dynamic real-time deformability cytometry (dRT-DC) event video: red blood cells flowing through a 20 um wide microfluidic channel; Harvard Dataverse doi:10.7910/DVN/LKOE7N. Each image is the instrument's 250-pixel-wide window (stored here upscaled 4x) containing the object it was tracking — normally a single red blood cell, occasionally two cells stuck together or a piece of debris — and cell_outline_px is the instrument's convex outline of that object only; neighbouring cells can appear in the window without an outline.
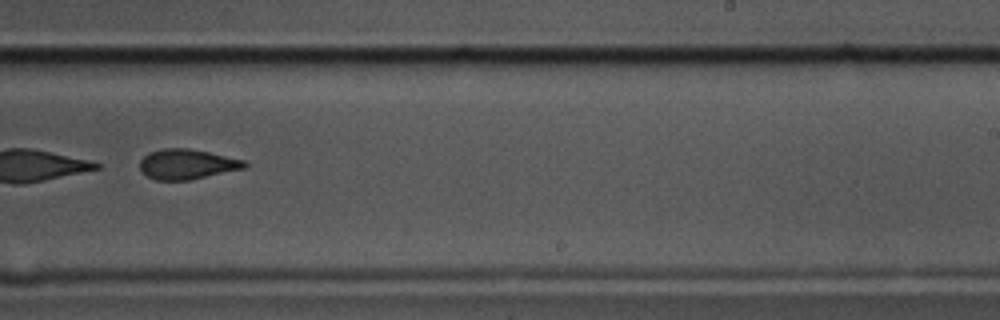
{"species": "common noctule bat (a hibernating species)", "species_latin": "Nyctalus noctula", "temperature_condition": "cold", "stored_images_in_passage": 17, "camera_frame_rate_fps": 3000, "um_per_image_px": 0.085, "animal": {"sex": "male", "body_mass_g": 17.5, "forearm_length_mm": 52.3}, "frame": {"image": 1, "passage_image": 12, "time_ms": 3.667, "image_size_px": [1000, 320], "cell_outline_px": [[248, 164], [244, 168], [188, 180], [156, 180], [140, 172], [140, 160], [148, 152], [164, 148], [188, 148], [208, 152], [244, 160]], "centroid_in_image_um": [15.85, 13.95], "position_along_channel_um": 273.2, "area_um2": 18.21}}